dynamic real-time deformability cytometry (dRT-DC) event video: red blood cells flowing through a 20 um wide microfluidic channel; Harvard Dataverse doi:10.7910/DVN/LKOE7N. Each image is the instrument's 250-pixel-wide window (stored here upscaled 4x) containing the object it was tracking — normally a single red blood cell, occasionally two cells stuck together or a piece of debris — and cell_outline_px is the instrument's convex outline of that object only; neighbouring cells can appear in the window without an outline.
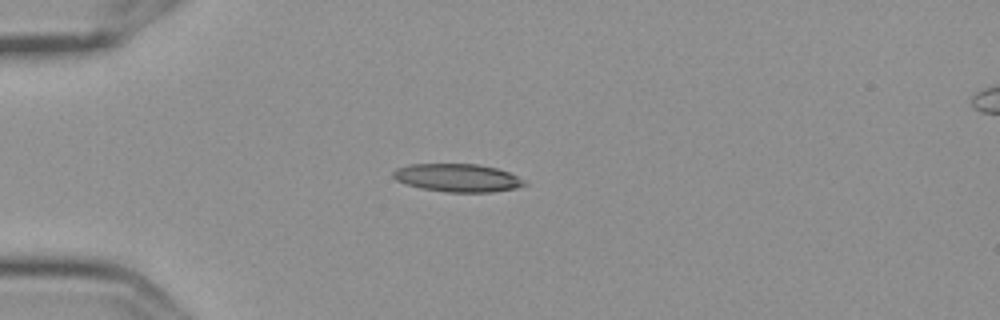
{"species": "Egyptian fruit bat (a non-hibernating species)", "species_latin": "Rousettus aegyptiacus", "temperature_condition": "cold", "stored_images_in_passage": 5, "camera_frame_rate_fps": 3000, "um_per_image_px": 0.085, "frame": {"image": 1, "passage_image": 4, "time_ms": 1.0, "image_size_px": [1000, 320], "cell_outline_px": [[528, 184], [516, 188], [492, 192], [448, 192], [420, 188], [404, 184], [396, 180], [392, 176], [392, 172], [396, 168], [412, 164], [476, 164], [496, 168], [508, 172], [524, 180]], "centroid_in_image_um": [38.86, 15.12], "position_along_channel_um": 46.1, "area_um2": 21.44}}